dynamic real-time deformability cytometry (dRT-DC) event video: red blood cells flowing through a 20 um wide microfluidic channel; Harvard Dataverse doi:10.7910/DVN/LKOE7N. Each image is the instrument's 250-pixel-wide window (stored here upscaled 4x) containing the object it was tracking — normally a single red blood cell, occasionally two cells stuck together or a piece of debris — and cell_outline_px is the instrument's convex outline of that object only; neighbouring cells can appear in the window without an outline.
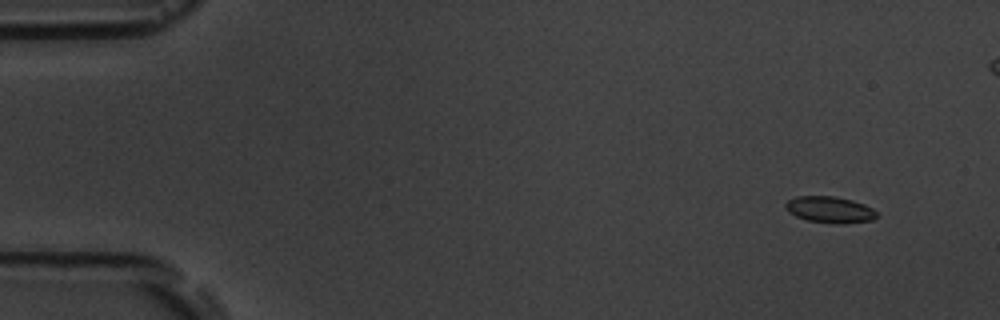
{"species": "common noctule bat (a hibernating species)", "species_latin": "Nyctalus noctula", "temperature_condition": "room temperature", "stored_images_in_passage": 9, "camera_frame_rate_fps": 3000, "um_per_image_px": 0.085, "animal": {"sex": "male", "body_mass_g": 19.5, "forearm_length_mm": 54.6}, "frame": {"image": 1, "passage_image": 1, "time_ms": 0.0, "image_size_px": [1000, 320], "cell_outline_px": [[876, 216], [872, 220], [844, 224], [836, 224], [808, 220], [796, 216], [788, 212], [784, 204], [788, 200], [796, 196], [832, 196], [852, 200], [864, 204], [872, 208], [876, 212]], "centroid_in_image_um": [70.52, 17.82], "position_along_channel_um": 14.5, "area_um2": 13.99}}
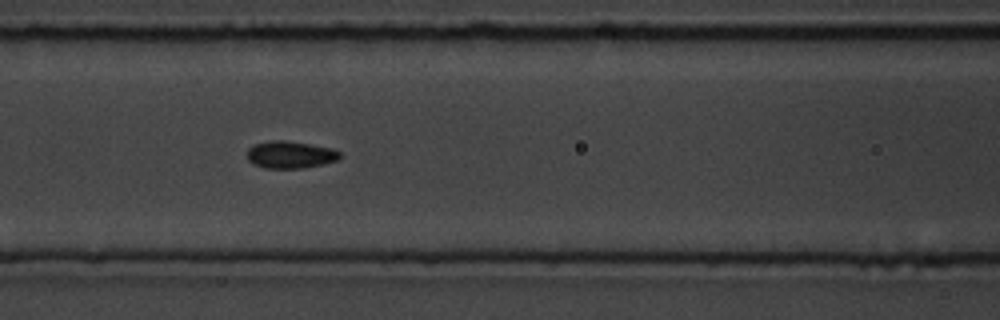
{"frame": {"image": 2, "passage_image": 7, "time_ms": 6.667, "image_size_px": [1000, 320], "cell_outline_px": [[340, 160], [324, 164], [300, 168], [264, 168], [248, 160], [248, 148], [256, 144], [268, 140], [284, 140], [332, 148], [340, 152]], "centroid_in_image_um": [24.7, 13.15], "position_along_channel_um": 141.9, "area_um2": 14.62}}
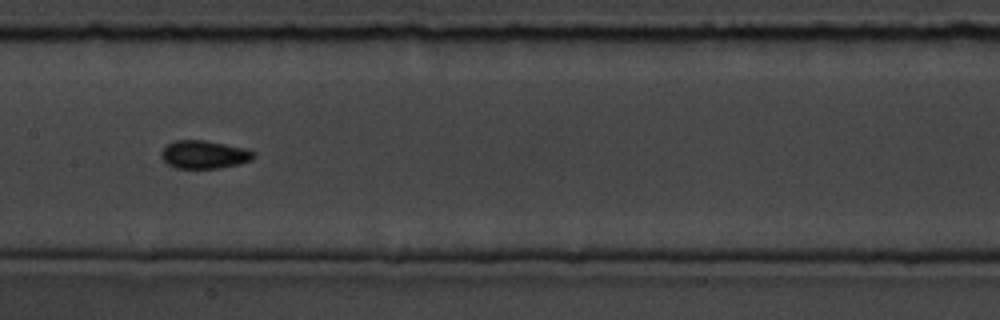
{"frame": {"image": 3, "passage_image": 8, "time_ms": 8.0, "image_size_px": [1000, 320], "cell_outline_px": [[256, 156], [252, 160], [240, 164], [220, 168], [176, 168], [168, 164], [160, 156], [160, 152], [168, 144], [176, 140], [204, 140], [244, 148], [256, 152]], "centroid_in_image_um": [17.38, 13.14], "position_along_channel_um": 190.0, "area_um2": 15.14}}